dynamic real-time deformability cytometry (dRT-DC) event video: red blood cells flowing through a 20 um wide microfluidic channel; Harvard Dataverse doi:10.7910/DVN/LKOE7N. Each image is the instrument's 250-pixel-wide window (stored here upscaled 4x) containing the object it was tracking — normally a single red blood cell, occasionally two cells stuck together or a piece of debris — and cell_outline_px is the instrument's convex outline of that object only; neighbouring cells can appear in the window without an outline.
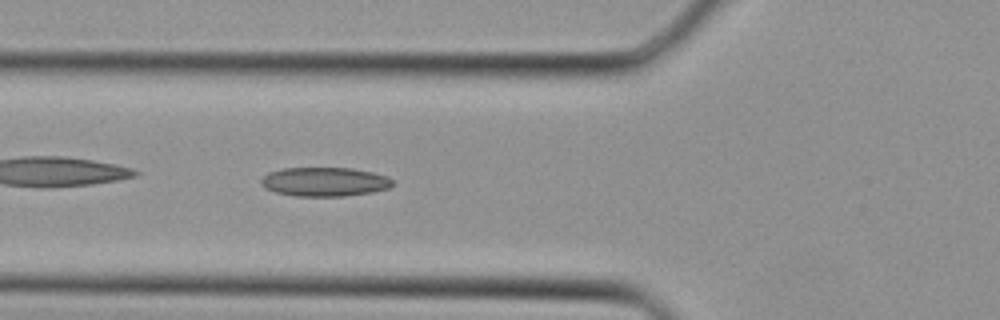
{"species": "Egyptian fruit bat (a non-hibernating species)", "species_latin": "Rousettus aegyptiacus", "temperature_condition": "cold", "stored_images_in_passage": 27, "camera_frame_rate_fps": 3000, "um_per_image_px": 0.085, "animal": {"sex": "female"}, "frame": {"image": 1, "passage_image": 3, "time_ms": 0.667, "image_size_px": [1000, 320], "cell_outline_px": [[392, 184], [388, 188], [372, 192], [344, 196], [296, 196], [276, 192], [264, 188], [260, 184], [260, 180], [268, 172], [284, 168], [352, 168], [372, 172], [388, 176], [392, 180]], "centroid_in_image_um": [27.57, 15.45], "position_along_channel_um": 98.2, "area_um2": 22.25}}
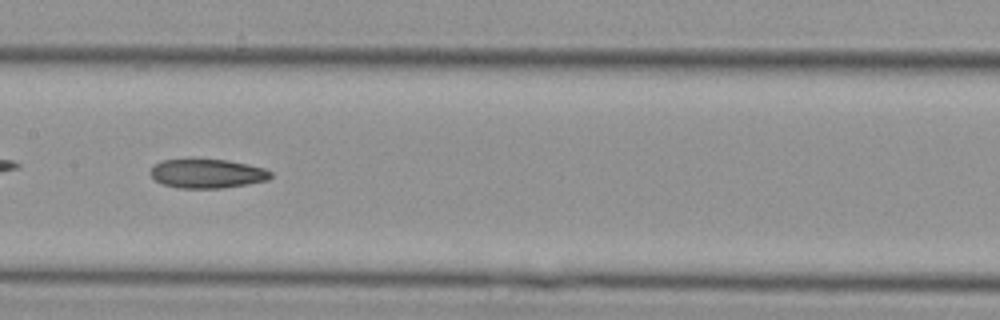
{"frame": {"image": 2, "passage_image": 8, "time_ms": 2.333, "image_size_px": [1000, 320], "cell_outline_px": [[272, 176], [268, 180], [248, 184], [220, 188], [180, 188], [164, 184], [156, 180], [148, 172], [156, 164], [164, 160], [228, 160], [248, 164], [264, 168], [272, 172]], "centroid_in_image_um": [17.65, 14.76], "position_along_channel_um": 189.7, "area_um2": 20.11}}
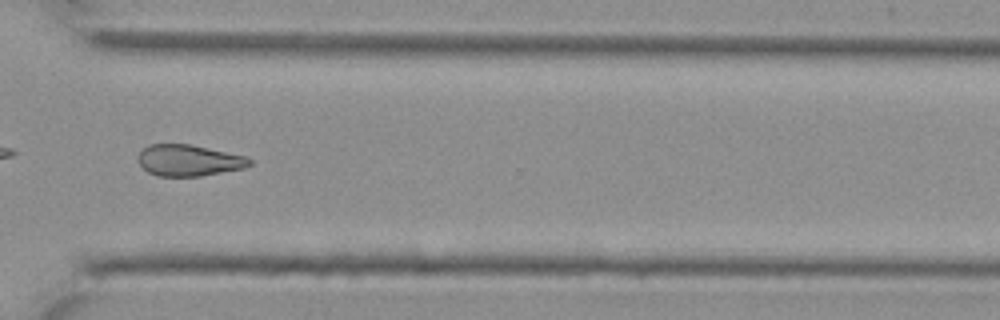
{"frame": {"image": 3, "passage_image": 17, "time_ms": 5.333, "image_size_px": [1000, 320], "cell_outline_px": [[252, 164], [244, 168], [200, 176], [156, 176], [148, 172], [140, 164], [136, 156], [148, 144], [188, 144], [244, 156], [252, 160]], "centroid_in_image_um": [16.01, 13.64], "position_along_channel_um": 354.6, "area_um2": 20.17}}